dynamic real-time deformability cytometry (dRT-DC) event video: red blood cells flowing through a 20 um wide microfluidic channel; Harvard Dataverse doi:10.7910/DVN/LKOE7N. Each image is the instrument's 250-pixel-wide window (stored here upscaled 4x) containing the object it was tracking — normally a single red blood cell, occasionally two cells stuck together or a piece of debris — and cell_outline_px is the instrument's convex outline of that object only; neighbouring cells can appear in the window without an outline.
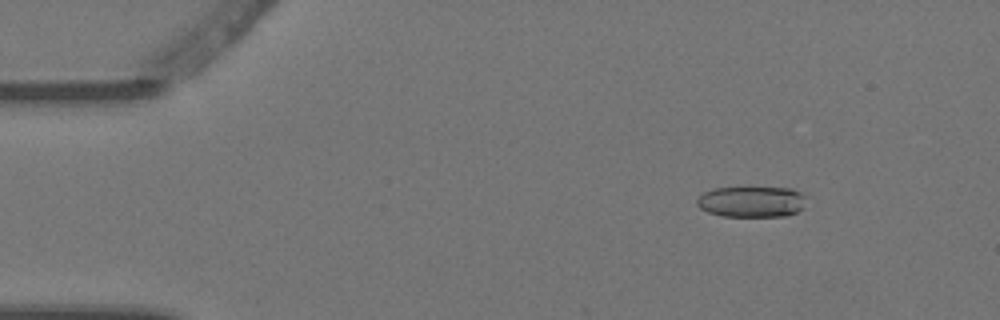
{"species": "Egyptian fruit bat (a non-hibernating species)", "species_latin": "Rousettus aegyptiacus", "temperature_condition": "warm", "stored_images_in_passage": 5, "camera_frame_rate_fps": 3000, "um_per_image_px": 0.085, "animal": {"sex": "female"}, "frame": {"image": 1, "passage_image": 1, "time_ms": 0.0, "image_size_px": [1000, 320], "cell_outline_px": [[804, 208], [796, 212], [784, 216], [724, 216], [708, 212], [700, 208], [696, 204], [696, 200], [704, 192], [716, 188], [792, 188], [800, 192], [804, 196]], "centroid_in_image_um": [63.89, 17.15], "position_along_channel_um": 21.1, "area_um2": 19.54}}
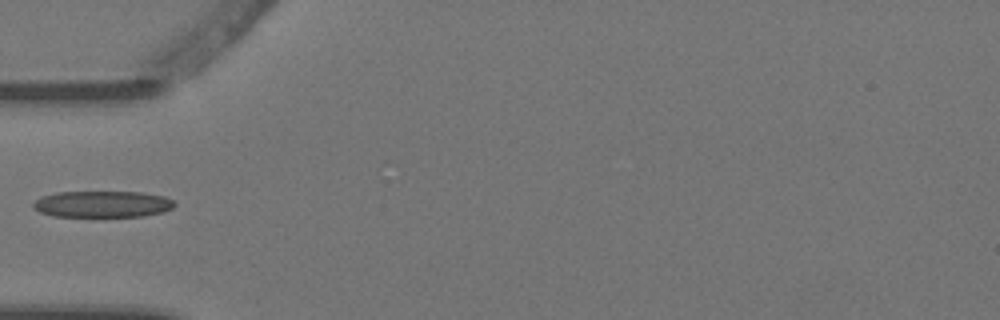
{"frame": {"image": 2, "passage_image": 4, "time_ms": 1.0, "image_size_px": [1000, 320], "cell_outline_px": [[176, 204], [172, 208], [164, 212], [144, 216], [52, 216], [40, 212], [32, 208], [32, 204], [36, 200], [44, 196], [60, 192], [140, 192], [164, 196], [172, 200]], "centroid_in_image_um": [8.73, 17.35], "position_along_channel_um": 76.3, "area_um2": 21.68}}
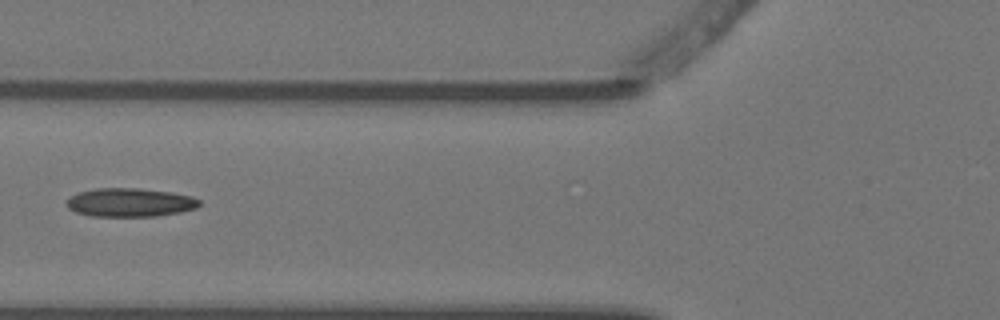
{"frame": {"image": 3, "passage_image": 5, "time_ms": 1.333, "image_size_px": [1000, 320], "cell_outline_px": [[200, 204], [196, 208], [180, 212], [156, 216], [92, 216], [76, 212], [68, 208], [64, 204], [68, 196], [76, 192], [96, 188], [140, 188], [172, 192], [192, 196], [200, 200]], "centroid_in_image_um": [11.0, 17.2], "position_along_channel_um": 114.8, "area_um2": 22.43}}